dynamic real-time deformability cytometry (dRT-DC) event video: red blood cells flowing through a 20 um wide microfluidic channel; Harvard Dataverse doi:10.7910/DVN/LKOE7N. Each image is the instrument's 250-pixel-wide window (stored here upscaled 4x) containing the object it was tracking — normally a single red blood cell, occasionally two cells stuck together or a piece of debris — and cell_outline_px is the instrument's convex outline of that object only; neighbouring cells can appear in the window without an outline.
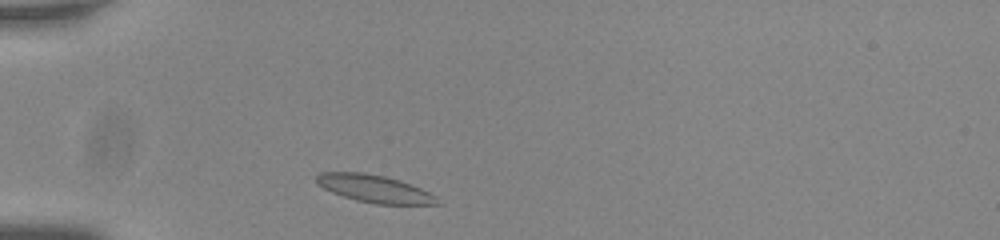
{"species": "common noctule bat (a hibernating species)", "species_latin": "Nyctalus noctula", "temperature_condition": "room temperature", "stored_images_in_passage": 33, "camera_frame_rate_fps": 3000, "um_per_image_px": 0.085, "animal": {"sex": "male", "body_mass_g": 20.0, "forearm_length_mm": 53.3}, "frame": {"image": 1, "passage_image": 2, "time_ms": 0.333, "image_size_px": [1000, 240], "cell_outline_px": [[444, 204], [376, 204], [356, 200], [332, 192], [316, 184], [316, 176], [320, 172], [364, 172], [384, 176], [400, 180], [420, 188], [436, 196]], "centroid_in_image_um": [31.84, 16.04], "position_along_channel_um": 53.2, "area_um2": 19.36}}
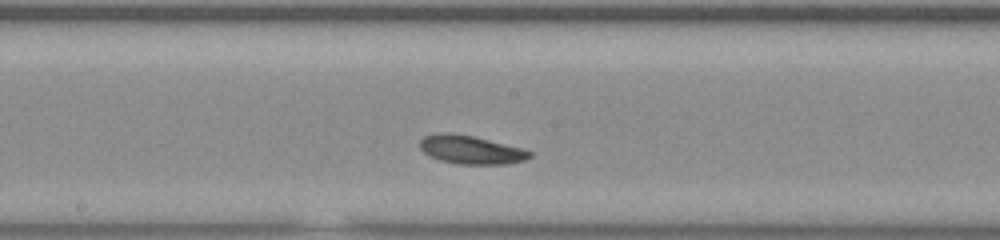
{"frame": {"image": 2, "passage_image": 16, "time_ms": 5.0, "image_size_px": [1000, 240], "cell_outline_px": [[532, 156], [524, 160], [508, 164], [456, 164], [440, 160], [428, 156], [420, 148], [420, 140], [424, 136], [440, 132], [448, 132], [472, 136], [520, 148], [532, 152]], "centroid_in_image_um": [39.98, 12.73], "position_along_channel_um": 208.2, "area_um2": 18.09}}
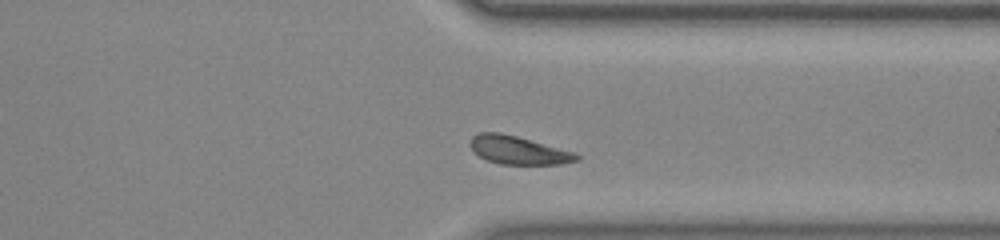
{"frame": {"image": 3, "passage_image": 29, "time_ms": 9.333, "image_size_px": [1000, 240], "cell_outline_px": [[580, 160], [560, 164], [500, 164], [488, 160], [480, 156], [472, 148], [472, 136], [480, 132], [500, 132], [516, 136], [576, 152], [580, 156]], "centroid_in_image_um": [44.12, 12.76], "position_along_channel_um": 367.3, "area_um2": 17.28}, "authors_computed_cell_mechanics": {"area_um2": 17.9758, "velocity_mm_per_s": 3.6667, "shape_relaxation_time_tau1_ms": 3.3151, "shape_relaxation_time_tau2_ms": 4.1887, "deformation_change_tau1": 0.1038, "deformation_change_tau2": 0.0805}}